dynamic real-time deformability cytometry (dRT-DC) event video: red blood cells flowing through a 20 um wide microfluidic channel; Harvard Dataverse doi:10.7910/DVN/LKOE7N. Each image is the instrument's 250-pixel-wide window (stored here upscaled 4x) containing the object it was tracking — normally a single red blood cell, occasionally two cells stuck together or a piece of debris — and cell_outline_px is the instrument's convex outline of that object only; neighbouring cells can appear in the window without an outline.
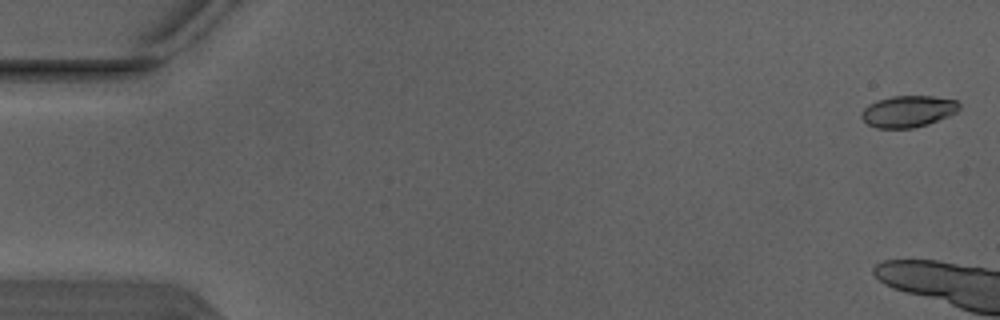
{"species": "Egyptian fruit bat (a non-hibernating species)", "species_latin": "Rousettus aegyptiacus", "temperature_condition": "warm", "stored_images_in_passage": 6, "camera_frame_rate_fps": 3000, "um_per_image_px": 0.085, "animal": {"sex": "male"}, "frame": {"image": 1, "passage_image": 1, "time_ms": 0.0, "image_size_px": [1000, 320], "cell_outline_px": [[960, 108], [956, 112], [948, 116], [928, 124], [912, 128], [876, 128], [868, 124], [860, 116], [860, 112], [868, 104], [876, 100], [892, 96], [932, 96], [956, 100], [960, 104]], "centroid_in_image_um": [77.16, 9.46], "position_along_channel_um": 7.8, "area_um2": 18.03}}